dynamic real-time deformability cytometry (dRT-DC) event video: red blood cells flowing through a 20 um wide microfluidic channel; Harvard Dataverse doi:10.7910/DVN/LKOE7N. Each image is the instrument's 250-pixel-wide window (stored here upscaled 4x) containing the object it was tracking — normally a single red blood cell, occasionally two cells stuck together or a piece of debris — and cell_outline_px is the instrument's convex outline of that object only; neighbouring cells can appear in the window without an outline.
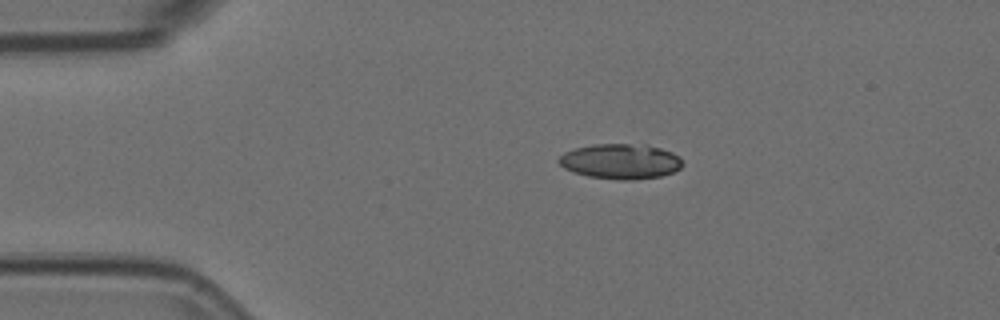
{"species": "Egyptian fruit bat (a non-hibernating species)", "species_latin": "Rousettus aegyptiacus", "temperature_condition": "room temperature", "stored_images_in_passage": 47, "camera_frame_rate_fps": 3000, "um_per_image_px": 0.085, "animal": {"sex": "female"}, "frame": {"image": 1, "passage_image": 3, "time_ms": 0.667, "image_size_px": [1000, 320], "cell_outline_px": [[684, 164], [680, 168], [672, 172], [660, 176], [632, 180], [620, 180], [588, 176], [564, 168], [556, 160], [564, 152], [576, 148], [596, 144], [648, 144], [672, 152], [680, 156]], "centroid_in_image_um": [52.78, 13.71], "position_along_channel_um": 32.2, "area_um2": 25.37}}
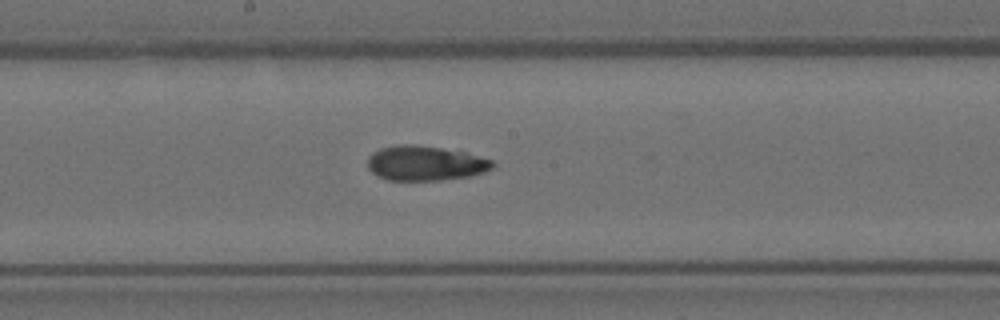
{"frame": {"image": 2, "passage_image": 21, "time_ms": 6.667, "image_size_px": [1000, 320], "cell_outline_px": [[496, 164], [492, 168], [484, 172], [472, 176], [440, 180], [388, 180], [376, 176], [368, 168], [368, 156], [372, 152], [380, 148], [396, 144], [412, 144], [440, 148], [464, 152], [492, 160]], "centroid_in_image_um": [36.12, 13.88], "position_along_channel_um": 212.1, "area_um2": 25.43}}
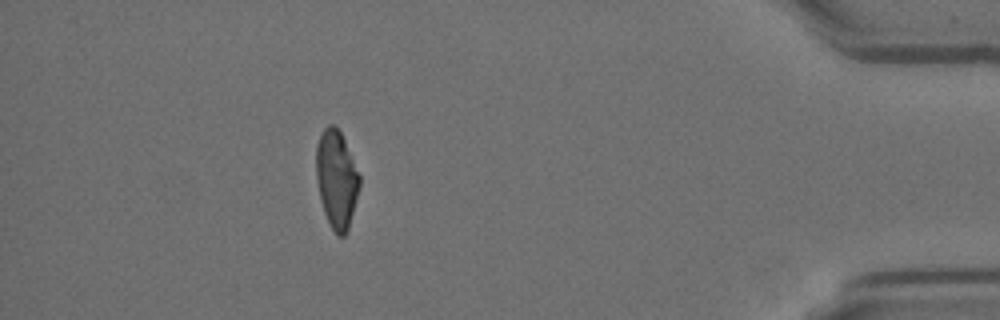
{"frame": {"image": 3, "passage_image": 41, "time_ms": 13.333, "image_size_px": [1000, 320], "cell_outline_px": [[360, 184], [348, 228], [344, 236], [336, 236], [324, 212], [320, 200], [316, 176], [316, 144], [324, 128], [328, 124], [332, 124], [340, 132], [344, 140], [360, 176]], "centroid_in_image_um": [28.58, 15.23], "position_along_channel_um": 406.6, "area_um2": 24.33}, "authors_computed_cell_mechanics": {"area_um2": 25.2586, "velocity_mm_per_s": 3.7159, "shape_relaxation_time_tau1_ms": null, "shape_relaxation_time_tau2_ms": 10.375, "deformation_change_tau1": null, "deformation_change_tau2": 0.1287}}